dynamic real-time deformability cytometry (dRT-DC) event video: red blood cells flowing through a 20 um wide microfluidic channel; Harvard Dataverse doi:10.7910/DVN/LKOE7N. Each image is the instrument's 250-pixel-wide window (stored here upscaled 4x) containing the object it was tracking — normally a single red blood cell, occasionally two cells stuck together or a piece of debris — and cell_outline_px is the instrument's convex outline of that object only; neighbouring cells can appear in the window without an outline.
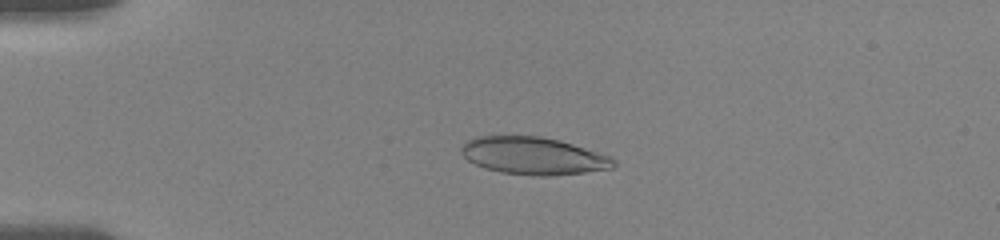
{"species": "human", "species_latin": "Homo sapiens", "temperature_condition": "room temperature", "stored_images_in_passage": 11, "camera_frame_rate_fps": 3000, "um_per_image_px": 0.085, "donor": {"sex": "female"}, "frame": {"image": 1, "passage_image": 8, "time_ms": 3.667, "image_size_px": [1000, 240], "cell_outline_px": [[616, 164], [612, 168], [584, 172], [552, 176], [536, 176], [500, 172], [484, 168], [468, 160], [460, 152], [460, 148], [468, 140], [476, 136], [540, 136], [560, 140], [612, 156], [616, 160]], "centroid_in_image_um": [45.36, 13.25], "position_along_channel_um": 39.6, "area_um2": 33.35}}
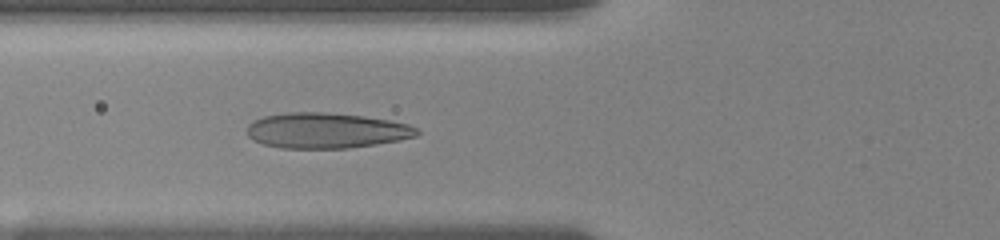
{"frame": {"image": 2, "passage_image": 11, "time_ms": 6.333, "image_size_px": [1000, 240], "cell_outline_px": [[420, 132], [416, 136], [400, 140], [376, 144], [348, 148], [280, 148], [264, 144], [252, 140], [248, 136], [248, 124], [252, 120], [264, 116], [288, 112], [324, 112], [364, 116], [388, 120], [408, 124], [416, 128]], "centroid_in_image_um": [27.71, 11.09], "position_along_channel_um": 98.1, "area_um2": 35.14}}